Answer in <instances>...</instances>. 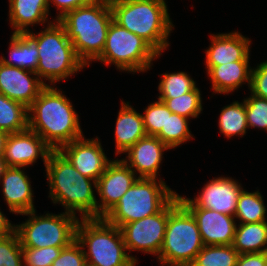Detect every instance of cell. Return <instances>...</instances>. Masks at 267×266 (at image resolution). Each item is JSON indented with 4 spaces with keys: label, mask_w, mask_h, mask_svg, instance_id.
Wrapping results in <instances>:
<instances>
[{
    "label": "cell",
    "mask_w": 267,
    "mask_h": 266,
    "mask_svg": "<svg viewBox=\"0 0 267 266\" xmlns=\"http://www.w3.org/2000/svg\"><path fill=\"white\" fill-rule=\"evenodd\" d=\"M59 151L85 177L97 181L113 161L105 155L99 138L84 136L62 146Z\"/></svg>",
    "instance_id": "5bb4252c"
},
{
    "label": "cell",
    "mask_w": 267,
    "mask_h": 266,
    "mask_svg": "<svg viewBox=\"0 0 267 266\" xmlns=\"http://www.w3.org/2000/svg\"><path fill=\"white\" fill-rule=\"evenodd\" d=\"M266 211L259 191L248 192L243 189L238 197L234 217L239 219V223L265 222Z\"/></svg>",
    "instance_id": "83f0119b"
},
{
    "label": "cell",
    "mask_w": 267,
    "mask_h": 266,
    "mask_svg": "<svg viewBox=\"0 0 267 266\" xmlns=\"http://www.w3.org/2000/svg\"><path fill=\"white\" fill-rule=\"evenodd\" d=\"M9 43V59L0 57V62L5 65L14 66L36 72L39 62V51L36 43L27 34H13Z\"/></svg>",
    "instance_id": "cb8c5ba5"
},
{
    "label": "cell",
    "mask_w": 267,
    "mask_h": 266,
    "mask_svg": "<svg viewBox=\"0 0 267 266\" xmlns=\"http://www.w3.org/2000/svg\"><path fill=\"white\" fill-rule=\"evenodd\" d=\"M62 248L65 247H22L24 266H51Z\"/></svg>",
    "instance_id": "d590c367"
},
{
    "label": "cell",
    "mask_w": 267,
    "mask_h": 266,
    "mask_svg": "<svg viewBox=\"0 0 267 266\" xmlns=\"http://www.w3.org/2000/svg\"><path fill=\"white\" fill-rule=\"evenodd\" d=\"M51 151L52 149L40 135L26 129L8 135L3 160L7 167L25 168L36 163V160L41 157L46 165Z\"/></svg>",
    "instance_id": "9a60e30c"
},
{
    "label": "cell",
    "mask_w": 267,
    "mask_h": 266,
    "mask_svg": "<svg viewBox=\"0 0 267 266\" xmlns=\"http://www.w3.org/2000/svg\"><path fill=\"white\" fill-rule=\"evenodd\" d=\"M236 266H267V253L239 254Z\"/></svg>",
    "instance_id": "ab89813d"
},
{
    "label": "cell",
    "mask_w": 267,
    "mask_h": 266,
    "mask_svg": "<svg viewBox=\"0 0 267 266\" xmlns=\"http://www.w3.org/2000/svg\"><path fill=\"white\" fill-rule=\"evenodd\" d=\"M249 89L256 97L267 99V61L252 69Z\"/></svg>",
    "instance_id": "74e56055"
},
{
    "label": "cell",
    "mask_w": 267,
    "mask_h": 266,
    "mask_svg": "<svg viewBox=\"0 0 267 266\" xmlns=\"http://www.w3.org/2000/svg\"><path fill=\"white\" fill-rule=\"evenodd\" d=\"M20 215L29 217L25 222L15 225L22 247H67L76 240L79 218L74 214L63 212L36 216V211L32 210Z\"/></svg>",
    "instance_id": "30bf717a"
},
{
    "label": "cell",
    "mask_w": 267,
    "mask_h": 266,
    "mask_svg": "<svg viewBox=\"0 0 267 266\" xmlns=\"http://www.w3.org/2000/svg\"><path fill=\"white\" fill-rule=\"evenodd\" d=\"M112 20L109 0H95L68 12L58 22L64 27L78 58L89 66L102 54Z\"/></svg>",
    "instance_id": "3957f363"
},
{
    "label": "cell",
    "mask_w": 267,
    "mask_h": 266,
    "mask_svg": "<svg viewBox=\"0 0 267 266\" xmlns=\"http://www.w3.org/2000/svg\"><path fill=\"white\" fill-rule=\"evenodd\" d=\"M162 180L138 178L103 219L121 228L160 212L178 194Z\"/></svg>",
    "instance_id": "ba28073f"
},
{
    "label": "cell",
    "mask_w": 267,
    "mask_h": 266,
    "mask_svg": "<svg viewBox=\"0 0 267 266\" xmlns=\"http://www.w3.org/2000/svg\"><path fill=\"white\" fill-rule=\"evenodd\" d=\"M9 20L13 34H26L34 24L48 21V0H8Z\"/></svg>",
    "instance_id": "603a6c76"
},
{
    "label": "cell",
    "mask_w": 267,
    "mask_h": 266,
    "mask_svg": "<svg viewBox=\"0 0 267 266\" xmlns=\"http://www.w3.org/2000/svg\"><path fill=\"white\" fill-rule=\"evenodd\" d=\"M76 240L84 248L86 262L91 266H136L138 263L137 258L128 254L120 228L103 218H80Z\"/></svg>",
    "instance_id": "8992f818"
},
{
    "label": "cell",
    "mask_w": 267,
    "mask_h": 266,
    "mask_svg": "<svg viewBox=\"0 0 267 266\" xmlns=\"http://www.w3.org/2000/svg\"><path fill=\"white\" fill-rule=\"evenodd\" d=\"M166 150L169 148L159 138L145 136L124 152L128 155L122 160L136 175L139 173V178L158 179V170Z\"/></svg>",
    "instance_id": "ac0fdd59"
},
{
    "label": "cell",
    "mask_w": 267,
    "mask_h": 266,
    "mask_svg": "<svg viewBox=\"0 0 267 266\" xmlns=\"http://www.w3.org/2000/svg\"><path fill=\"white\" fill-rule=\"evenodd\" d=\"M47 85L35 72L0 62V93L27 108Z\"/></svg>",
    "instance_id": "2e32d148"
},
{
    "label": "cell",
    "mask_w": 267,
    "mask_h": 266,
    "mask_svg": "<svg viewBox=\"0 0 267 266\" xmlns=\"http://www.w3.org/2000/svg\"><path fill=\"white\" fill-rule=\"evenodd\" d=\"M138 178L122 159L113 160L97 180L98 218H103Z\"/></svg>",
    "instance_id": "4fadbf2b"
},
{
    "label": "cell",
    "mask_w": 267,
    "mask_h": 266,
    "mask_svg": "<svg viewBox=\"0 0 267 266\" xmlns=\"http://www.w3.org/2000/svg\"><path fill=\"white\" fill-rule=\"evenodd\" d=\"M249 61H235L228 64L206 66L212 81L214 93L228 94L238 89L244 82L250 88L252 68Z\"/></svg>",
    "instance_id": "44dd1931"
},
{
    "label": "cell",
    "mask_w": 267,
    "mask_h": 266,
    "mask_svg": "<svg viewBox=\"0 0 267 266\" xmlns=\"http://www.w3.org/2000/svg\"><path fill=\"white\" fill-rule=\"evenodd\" d=\"M168 110L166 104L159 99L154 103L148 104V107L145 108L144 115L142 114L147 136H156L161 129H165Z\"/></svg>",
    "instance_id": "d6a6232c"
},
{
    "label": "cell",
    "mask_w": 267,
    "mask_h": 266,
    "mask_svg": "<svg viewBox=\"0 0 267 266\" xmlns=\"http://www.w3.org/2000/svg\"><path fill=\"white\" fill-rule=\"evenodd\" d=\"M15 231V225L0 211V238L7 236Z\"/></svg>",
    "instance_id": "60d3db41"
},
{
    "label": "cell",
    "mask_w": 267,
    "mask_h": 266,
    "mask_svg": "<svg viewBox=\"0 0 267 266\" xmlns=\"http://www.w3.org/2000/svg\"><path fill=\"white\" fill-rule=\"evenodd\" d=\"M94 1L95 0H48V7L50 6V3H52L55 5L57 10H60L58 16L56 17V21H58L68 12L78 7L89 5Z\"/></svg>",
    "instance_id": "f35d334b"
},
{
    "label": "cell",
    "mask_w": 267,
    "mask_h": 266,
    "mask_svg": "<svg viewBox=\"0 0 267 266\" xmlns=\"http://www.w3.org/2000/svg\"><path fill=\"white\" fill-rule=\"evenodd\" d=\"M161 55L142 37L128 31L112 20L102 54L95 60L107 65L115 64L118 70L145 72L152 61Z\"/></svg>",
    "instance_id": "9c48e42d"
},
{
    "label": "cell",
    "mask_w": 267,
    "mask_h": 266,
    "mask_svg": "<svg viewBox=\"0 0 267 266\" xmlns=\"http://www.w3.org/2000/svg\"><path fill=\"white\" fill-rule=\"evenodd\" d=\"M86 264L84 248L74 240L69 246L62 248L51 266H85Z\"/></svg>",
    "instance_id": "8d00e7d4"
},
{
    "label": "cell",
    "mask_w": 267,
    "mask_h": 266,
    "mask_svg": "<svg viewBox=\"0 0 267 266\" xmlns=\"http://www.w3.org/2000/svg\"><path fill=\"white\" fill-rule=\"evenodd\" d=\"M28 129L52 150L83 137L79 116L62 91L47 85L28 107Z\"/></svg>",
    "instance_id": "6da1fadb"
},
{
    "label": "cell",
    "mask_w": 267,
    "mask_h": 266,
    "mask_svg": "<svg viewBox=\"0 0 267 266\" xmlns=\"http://www.w3.org/2000/svg\"><path fill=\"white\" fill-rule=\"evenodd\" d=\"M113 21L142 37L160 55L173 29L165 0H109Z\"/></svg>",
    "instance_id": "277c9868"
},
{
    "label": "cell",
    "mask_w": 267,
    "mask_h": 266,
    "mask_svg": "<svg viewBox=\"0 0 267 266\" xmlns=\"http://www.w3.org/2000/svg\"><path fill=\"white\" fill-rule=\"evenodd\" d=\"M4 200L13 214L36 210L30 178L21 167H7L0 179Z\"/></svg>",
    "instance_id": "ffe728a7"
},
{
    "label": "cell",
    "mask_w": 267,
    "mask_h": 266,
    "mask_svg": "<svg viewBox=\"0 0 267 266\" xmlns=\"http://www.w3.org/2000/svg\"><path fill=\"white\" fill-rule=\"evenodd\" d=\"M19 237L13 233L0 238V266H24Z\"/></svg>",
    "instance_id": "836d02e7"
},
{
    "label": "cell",
    "mask_w": 267,
    "mask_h": 266,
    "mask_svg": "<svg viewBox=\"0 0 267 266\" xmlns=\"http://www.w3.org/2000/svg\"><path fill=\"white\" fill-rule=\"evenodd\" d=\"M233 248L239 254L267 251V221L239 223L235 229Z\"/></svg>",
    "instance_id": "d4e9b609"
},
{
    "label": "cell",
    "mask_w": 267,
    "mask_h": 266,
    "mask_svg": "<svg viewBox=\"0 0 267 266\" xmlns=\"http://www.w3.org/2000/svg\"><path fill=\"white\" fill-rule=\"evenodd\" d=\"M242 186L231 177L213 178L202 187V191L194 199L189 200L197 207L215 210L234 216Z\"/></svg>",
    "instance_id": "e0dca14e"
},
{
    "label": "cell",
    "mask_w": 267,
    "mask_h": 266,
    "mask_svg": "<svg viewBox=\"0 0 267 266\" xmlns=\"http://www.w3.org/2000/svg\"><path fill=\"white\" fill-rule=\"evenodd\" d=\"M47 28L37 34L26 33L39 51L36 74L52 85L79 72L86 65L78 58L64 27L57 21L48 22Z\"/></svg>",
    "instance_id": "5b68a950"
},
{
    "label": "cell",
    "mask_w": 267,
    "mask_h": 266,
    "mask_svg": "<svg viewBox=\"0 0 267 266\" xmlns=\"http://www.w3.org/2000/svg\"><path fill=\"white\" fill-rule=\"evenodd\" d=\"M8 135L7 132L0 130V159H4V150Z\"/></svg>",
    "instance_id": "b9f144b4"
},
{
    "label": "cell",
    "mask_w": 267,
    "mask_h": 266,
    "mask_svg": "<svg viewBox=\"0 0 267 266\" xmlns=\"http://www.w3.org/2000/svg\"><path fill=\"white\" fill-rule=\"evenodd\" d=\"M211 44L206 52V66L249 61L251 40L240 32L211 34Z\"/></svg>",
    "instance_id": "d6986e66"
},
{
    "label": "cell",
    "mask_w": 267,
    "mask_h": 266,
    "mask_svg": "<svg viewBox=\"0 0 267 266\" xmlns=\"http://www.w3.org/2000/svg\"><path fill=\"white\" fill-rule=\"evenodd\" d=\"M7 168V165L3 159H0V179L2 175L4 174L5 169Z\"/></svg>",
    "instance_id": "7bdbcfd3"
},
{
    "label": "cell",
    "mask_w": 267,
    "mask_h": 266,
    "mask_svg": "<svg viewBox=\"0 0 267 266\" xmlns=\"http://www.w3.org/2000/svg\"><path fill=\"white\" fill-rule=\"evenodd\" d=\"M169 203L158 213L124 224L120 230L129 252L141 251L158 257L164 242Z\"/></svg>",
    "instance_id": "8fae6325"
},
{
    "label": "cell",
    "mask_w": 267,
    "mask_h": 266,
    "mask_svg": "<svg viewBox=\"0 0 267 266\" xmlns=\"http://www.w3.org/2000/svg\"><path fill=\"white\" fill-rule=\"evenodd\" d=\"M115 127L116 154L126 152L139 139L147 136L142 114L137 112L129 102L121 103Z\"/></svg>",
    "instance_id": "7402d4cb"
},
{
    "label": "cell",
    "mask_w": 267,
    "mask_h": 266,
    "mask_svg": "<svg viewBox=\"0 0 267 266\" xmlns=\"http://www.w3.org/2000/svg\"><path fill=\"white\" fill-rule=\"evenodd\" d=\"M239 253L231 245H205L190 266H236Z\"/></svg>",
    "instance_id": "f546056e"
},
{
    "label": "cell",
    "mask_w": 267,
    "mask_h": 266,
    "mask_svg": "<svg viewBox=\"0 0 267 266\" xmlns=\"http://www.w3.org/2000/svg\"><path fill=\"white\" fill-rule=\"evenodd\" d=\"M204 246L195 217L177 194L169 202L164 242L157 259L163 266H190Z\"/></svg>",
    "instance_id": "52a82bcc"
},
{
    "label": "cell",
    "mask_w": 267,
    "mask_h": 266,
    "mask_svg": "<svg viewBox=\"0 0 267 266\" xmlns=\"http://www.w3.org/2000/svg\"><path fill=\"white\" fill-rule=\"evenodd\" d=\"M28 129V108L0 93V130L8 134Z\"/></svg>",
    "instance_id": "484cf974"
},
{
    "label": "cell",
    "mask_w": 267,
    "mask_h": 266,
    "mask_svg": "<svg viewBox=\"0 0 267 266\" xmlns=\"http://www.w3.org/2000/svg\"><path fill=\"white\" fill-rule=\"evenodd\" d=\"M219 130L228 139L232 136H243L249 129L246 120L245 102L234 101L232 104L224 106L220 112Z\"/></svg>",
    "instance_id": "4316f807"
},
{
    "label": "cell",
    "mask_w": 267,
    "mask_h": 266,
    "mask_svg": "<svg viewBox=\"0 0 267 266\" xmlns=\"http://www.w3.org/2000/svg\"><path fill=\"white\" fill-rule=\"evenodd\" d=\"M159 100L163 101L172 113L188 119L190 117L197 118L203 110L198 87L176 98H159Z\"/></svg>",
    "instance_id": "4dcf8cb0"
},
{
    "label": "cell",
    "mask_w": 267,
    "mask_h": 266,
    "mask_svg": "<svg viewBox=\"0 0 267 266\" xmlns=\"http://www.w3.org/2000/svg\"><path fill=\"white\" fill-rule=\"evenodd\" d=\"M248 128H259L267 131V99L251 94L244 99Z\"/></svg>",
    "instance_id": "e575fe53"
},
{
    "label": "cell",
    "mask_w": 267,
    "mask_h": 266,
    "mask_svg": "<svg viewBox=\"0 0 267 266\" xmlns=\"http://www.w3.org/2000/svg\"><path fill=\"white\" fill-rule=\"evenodd\" d=\"M196 87V82L186 72L163 73L158 85L159 98H176Z\"/></svg>",
    "instance_id": "1f68e13d"
},
{
    "label": "cell",
    "mask_w": 267,
    "mask_h": 266,
    "mask_svg": "<svg viewBox=\"0 0 267 266\" xmlns=\"http://www.w3.org/2000/svg\"><path fill=\"white\" fill-rule=\"evenodd\" d=\"M45 167L48 197L54 204H62L65 212L75 216L79 211L82 219L98 218V199L93 190H97V181L83 176L59 150L50 152Z\"/></svg>",
    "instance_id": "7a4b0ae2"
},
{
    "label": "cell",
    "mask_w": 267,
    "mask_h": 266,
    "mask_svg": "<svg viewBox=\"0 0 267 266\" xmlns=\"http://www.w3.org/2000/svg\"><path fill=\"white\" fill-rule=\"evenodd\" d=\"M178 198L195 217L204 245H231L233 243L237 226L234 216L197 207L186 196L178 194Z\"/></svg>",
    "instance_id": "7c38bea8"
},
{
    "label": "cell",
    "mask_w": 267,
    "mask_h": 266,
    "mask_svg": "<svg viewBox=\"0 0 267 266\" xmlns=\"http://www.w3.org/2000/svg\"><path fill=\"white\" fill-rule=\"evenodd\" d=\"M169 149L176 148L193 138L188 126V118L167 111L165 129L156 135Z\"/></svg>",
    "instance_id": "f1b7e54d"
}]
</instances>
